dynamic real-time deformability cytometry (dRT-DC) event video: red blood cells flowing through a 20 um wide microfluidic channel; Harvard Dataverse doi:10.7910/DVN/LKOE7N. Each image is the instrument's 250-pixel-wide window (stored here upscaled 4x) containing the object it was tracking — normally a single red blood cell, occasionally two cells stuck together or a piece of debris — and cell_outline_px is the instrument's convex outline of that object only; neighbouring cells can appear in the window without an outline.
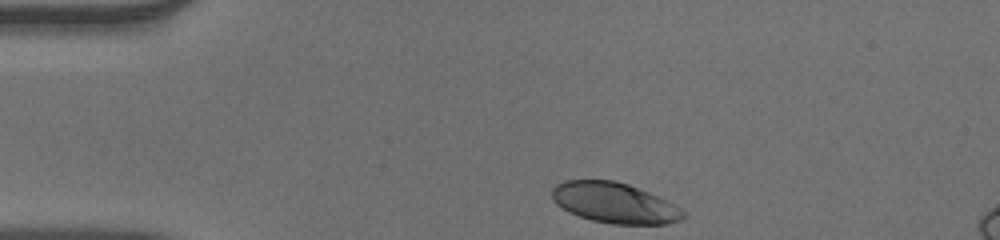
{"species": "human", "species_latin": "Homo sapiens", "temperature_condition": "warm", "stored_images_in_passage": 34, "camera_frame_rate_fps": 3000, "um_per_image_px": 0.085, "donor": {"sex": "male"}, "frame": {"image": 1, "passage_image": 1, "time_ms": 0.0, "image_size_px": [1000, 240], "cell_outline_px": [[688, 216], [680, 220], [668, 224], [612, 224], [592, 220], [568, 212], [556, 204], [552, 200], [552, 188], [556, 184], [564, 180], [616, 180], [628, 184], [648, 192], [680, 208]], "centroid_in_image_um": [52.2, 17.24], "position_along_channel_um": 32.8, "area_um2": 30.92}}
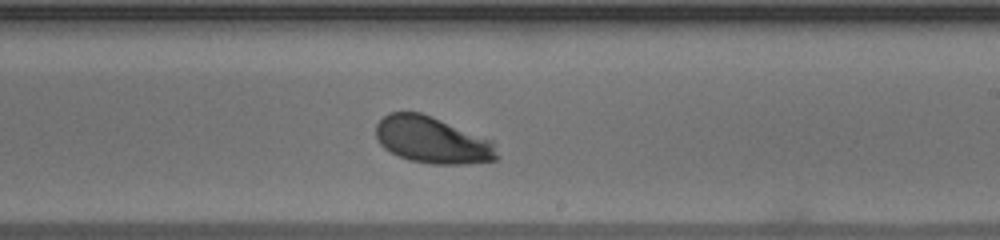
{"frame": {"image": 2, "passage_image": 22, "time_ms": 7.0, "image_size_px": [1000, 240], "cell_outline_px": [[500, 156], [496, 160], [464, 164], [432, 164], [408, 160], [384, 148], [380, 144], [376, 136], [376, 124], [388, 112], [420, 112], [492, 140]], "centroid_in_image_um": [36.75, 11.91], "position_along_channel_um": 252.3, "area_um2": 32.77}}
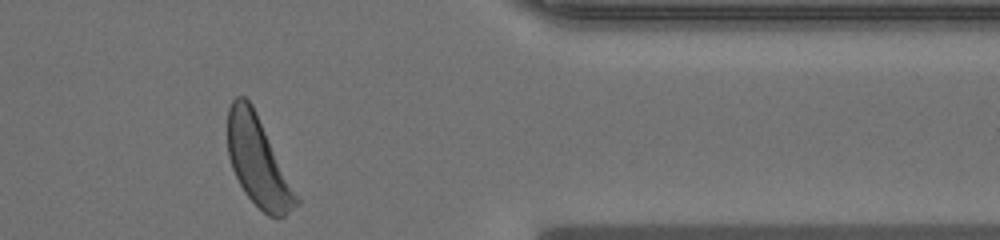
{"frame": {"image": 3, "passage_image": 34, "time_ms": 11.0, "image_size_px": [1000, 240], "cell_outline_px": [[300, 204], [284, 216], [268, 216], [244, 192], [232, 168], [228, 156], [228, 108], [232, 100], [236, 96], [244, 96], [252, 104], [300, 200]], "centroid_in_image_um": [21.92, 13.72], "position_along_channel_um": 389.5, "area_um2": 35.03}, "authors_computed_cell_mechanics": {"area_um2": 33.0905, "velocity_mm_per_s": 3.8864, "shape_relaxation_time_tau1_ms": 1.9582, "shape_relaxation_time_tau2_ms": null, "deformation_change_tau1": 0.1473, "deformation_change_tau2": null}}